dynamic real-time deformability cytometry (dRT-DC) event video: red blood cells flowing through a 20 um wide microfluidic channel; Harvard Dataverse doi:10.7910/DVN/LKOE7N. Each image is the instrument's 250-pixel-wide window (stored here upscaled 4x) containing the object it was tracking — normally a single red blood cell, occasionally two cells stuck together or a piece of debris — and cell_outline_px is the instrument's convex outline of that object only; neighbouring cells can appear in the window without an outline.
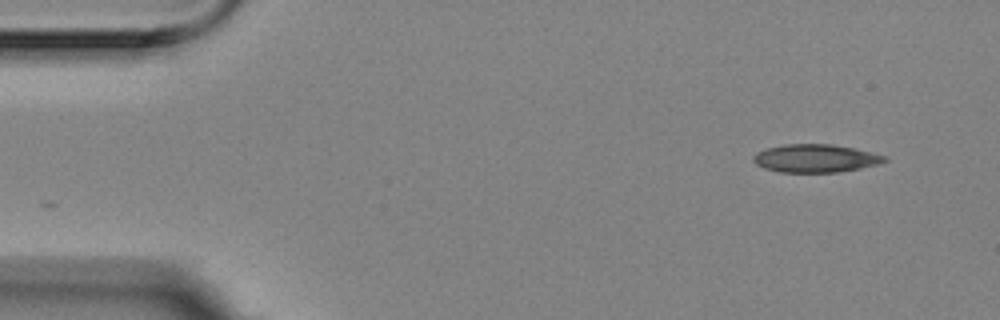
{"species": "Egyptian fruit bat (a non-hibernating species)", "species_latin": "Rousettus aegyptiacus", "temperature_condition": "room temperature", "stored_images_in_passage": 52, "camera_frame_rate_fps": 3000, "um_per_image_px": 0.085, "animal": {"sex": "female"}, "frame": {"image": 1, "passage_image": 1, "time_ms": 0.0, "image_size_px": [1000, 320], "cell_outline_px": [[888, 160], [876, 164], [860, 168], [836, 172], [780, 172], [764, 168], [756, 164], [752, 160], [752, 156], [756, 152], [768, 148], [784, 144], [832, 144], [856, 148], [888, 156]], "centroid_in_image_um": [69.31, 13.45], "position_along_channel_um": 15.7, "area_um2": 21.5}}
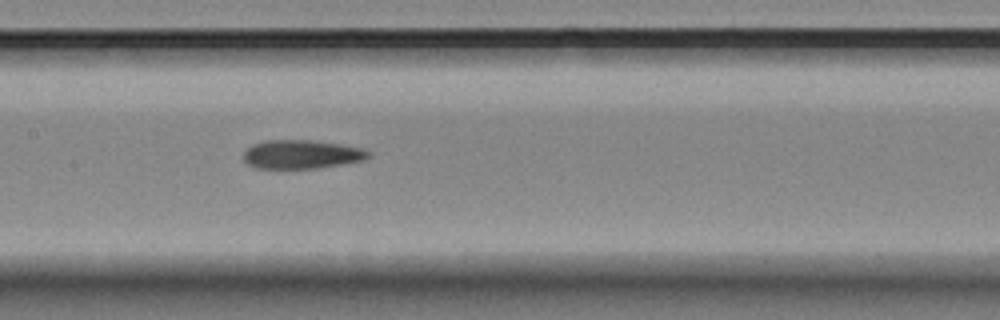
{"frame": {"image": 2, "passage_image": 23, "time_ms": 7.333, "image_size_px": [1000, 320], "cell_outline_px": [[372, 156], [364, 160], [316, 168], [260, 168], [248, 164], [244, 160], [244, 152], [252, 144], [264, 140], [316, 140], [364, 148], [372, 152]], "centroid_in_image_um": [25.68, 13.1], "position_along_channel_um": 181.7, "area_um2": 20.98}}
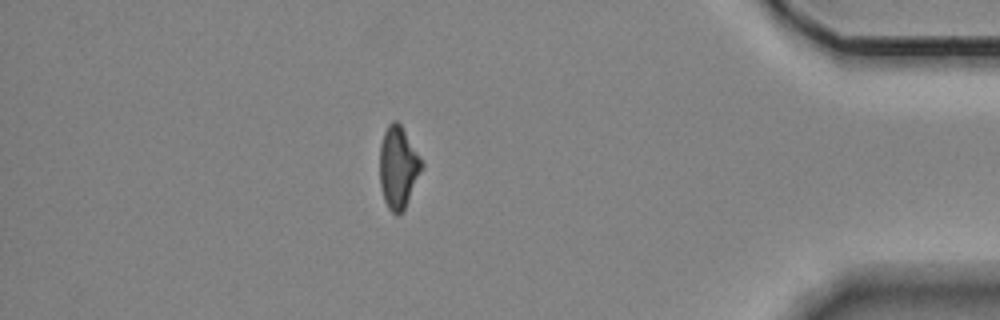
{"frame": {"image": 3, "passage_image": 45, "time_ms": 14.667, "image_size_px": [1000, 320], "cell_outline_px": [[424, 164], [404, 208], [396, 216], [388, 208], [384, 200], [380, 184], [380, 144], [384, 132], [388, 124], [392, 120], [396, 120], [400, 124]], "centroid_in_image_um": [33.82, 14.2], "position_along_channel_um": 401.4, "area_um2": 19.65}, "authors_computed_cell_mechanics": {"area_um2": 21.386, "velocity_mm_per_s": 3.5436, "shape_relaxation_time_tau1_ms": 8.7027, "shape_relaxation_time_tau2_ms": 6.2308, "deformation_change_tau1": 0.2074, "deformation_change_tau2": 0.1737}}